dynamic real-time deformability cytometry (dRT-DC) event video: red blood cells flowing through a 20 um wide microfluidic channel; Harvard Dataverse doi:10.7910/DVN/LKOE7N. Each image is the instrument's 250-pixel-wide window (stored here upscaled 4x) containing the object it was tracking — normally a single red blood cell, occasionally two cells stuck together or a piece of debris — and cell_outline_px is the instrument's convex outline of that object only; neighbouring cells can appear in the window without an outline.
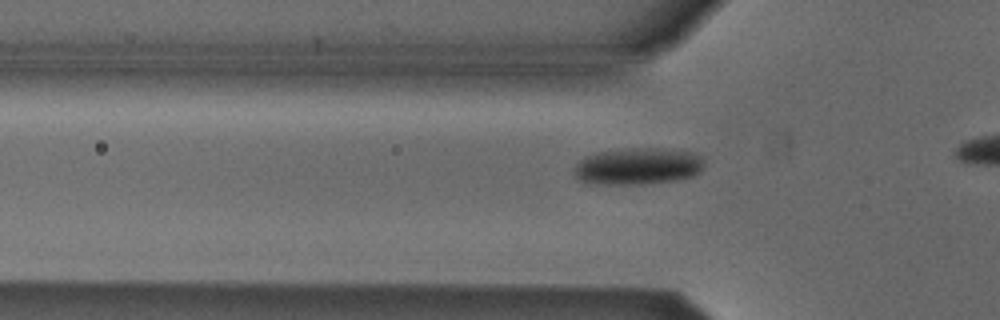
{"species": "Egyptian fruit bat (a non-hibernating species)", "species_latin": "Rousettus aegyptiacus", "temperature_condition": "cold", "stored_images_in_passage": 27, "camera_frame_rate_fps": 3000, "um_per_image_px": 0.085, "animal": {"sex": "male"}, "frame": {"image": 1, "passage_image": 8, "time_ms": 2.333, "image_size_px": [1000, 320], "cell_outline_px": [[704, 164], [700, 172], [692, 176], [676, 180], [636, 184], [596, 184], [580, 180], [576, 176], [572, 168], [584, 156], [596, 152], [624, 148], [656, 148], [692, 152], [700, 156]], "centroid_in_image_um": [54.18, 14.12], "position_along_channel_um": 71.6, "area_um2": 27.92}}
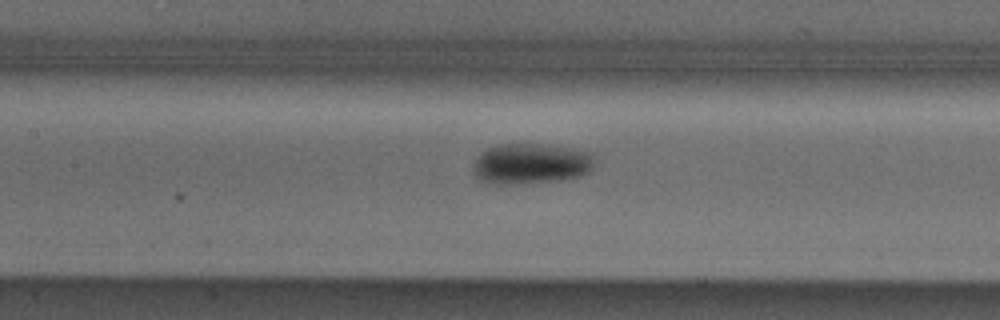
{"frame": {"image": 2, "passage_image": 15, "time_ms": 4.667, "image_size_px": [1000, 320], "cell_outline_px": [[592, 168], [588, 172], [580, 176], [556, 180], [516, 184], [488, 184], [480, 180], [476, 176], [472, 168], [472, 164], [480, 152], [488, 148], [500, 144], [540, 144], [592, 152]], "centroid_in_image_um": [45.05, 13.92], "position_along_channel_um": 162.4, "area_um2": 28.61}}
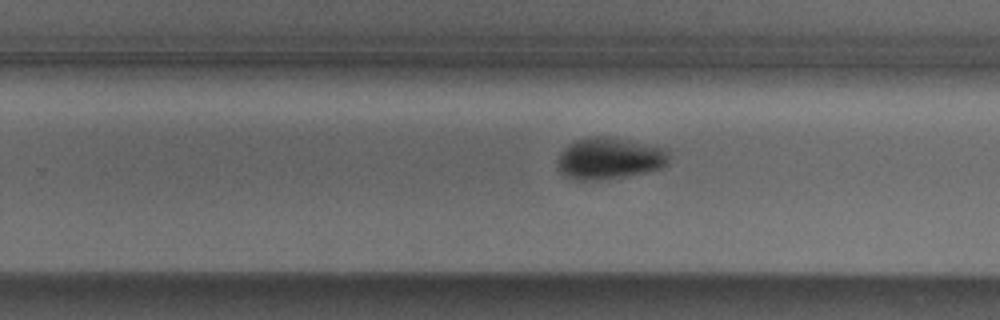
{"frame": {"image": 3, "passage_image": 24, "time_ms": 7.667, "image_size_px": [1000, 320], "cell_outline_px": [[668, 164], [660, 168], [644, 172], [624, 176], [596, 180], [576, 180], [564, 176], [556, 168], [556, 164], [564, 148], [568, 144], [576, 140], [588, 136], [608, 136], [664, 148], [668, 152]], "centroid_in_image_um": [51.74, 13.46], "position_along_channel_um": 278.1, "area_um2": 26.93}}